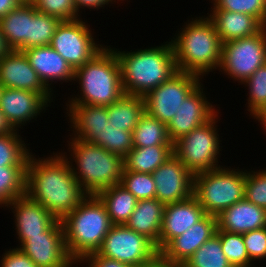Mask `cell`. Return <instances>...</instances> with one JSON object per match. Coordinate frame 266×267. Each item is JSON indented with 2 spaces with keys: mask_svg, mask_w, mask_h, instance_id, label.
I'll use <instances>...</instances> for the list:
<instances>
[{
  "mask_svg": "<svg viewBox=\"0 0 266 267\" xmlns=\"http://www.w3.org/2000/svg\"><path fill=\"white\" fill-rule=\"evenodd\" d=\"M35 158L26 165V194L43 205L57 220L72 212L87 196L62 153Z\"/></svg>",
  "mask_w": 266,
  "mask_h": 267,
  "instance_id": "cell-1",
  "label": "cell"
},
{
  "mask_svg": "<svg viewBox=\"0 0 266 267\" xmlns=\"http://www.w3.org/2000/svg\"><path fill=\"white\" fill-rule=\"evenodd\" d=\"M112 49L119 61L125 95L144 97L178 72L171 41L130 52Z\"/></svg>",
  "mask_w": 266,
  "mask_h": 267,
  "instance_id": "cell-2",
  "label": "cell"
},
{
  "mask_svg": "<svg viewBox=\"0 0 266 267\" xmlns=\"http://www.w3.org/2000/svg\"><path fill=\"white\" fill-rule=\"evenodd\" d=\"M171 39L177 70L203 76L221 64L222 43L213 22L195 17Z\"/></svg>",
  "mask_w": 266,
  "mask_h": 267,
  "instance_id": "cell-3",
  "label": "cell"
},
{
  "mask_svg": "<svg viewBox=\"0 0 266 267\" xmlns=\"http://www.w3.org/2000/svg\"><path fill=\"white\" fill-rule=\"evenodd\" d=\"M61 223L67 252L77 265L100 249L113 226L104 204L96 195H87Z\"/></svg>",
  "mask_w": 266,
  "mask_h": 267,
  "instance_id": "cell-4",
  "label": "cell"
},
{
  "mask_svg": "<svg viewBox=\"0 0 266 267\" xmlns=\"http://www.w3.org/2000/svg\"><path fill=\"white\" fill-rule=\"evenodd\" d=\"M70 141L68 152L73 158L67 156V152L62 154L68 159L73 175L87 195H96L121 182L124 162L120 155L81 139L70 138Z\"/></svg>",
  "mask_w": 266,
  "mask_h": 267,
  "instance_id": "cell-5",
  "label": "cell"
},
{
  "mask_svg": "<svg viewBox=\"0 0 266 267\" xmlns=\"http://www.w3.org/2000/svg\"><path fill=\"white\" fill-rule=\"evenodd\" d=\"M73 81L79 83L80 94L66 104L108 106L124 95L119 61L110 46L75 69Z\"/></svg>",
  "mask_w": 266,
  "mask_h": 267,
  "instance_id": "cell-6",
  "label": "cell"
},
{
  "mask_svg": "<svg viewBox=\"0 0 266 267\" xmlns=\"http://www.w3.org/2000/svg\"><path fill=\"white\" fill-rule=\"evenodd\" d=\"M246 170L219 167L194 174L193 196L205 214L218 216L245 197Z\"/></svg>",
  "mask_w": 266,
  "mask_h": 267,
  "instance_id": "cell-7",
  "label": "cell"
},
{
  "mask_svg": "<svg viewBox=\"0 0 266 267\" xmlns=\"http://www.w3.org/2000/svg\"><path fill=\"white\" fill-rule=\"evenodd\" d=\"M217 116L216 113L205 124L174 142V155L193 175L222 167L218 164L222 140L217 131Z\"/></svg>",
  "mask_w": 266,
  "mask_h": 267,
  "instance_id": "cell-8",
  "label": "cell"
},
{
  "mask_svg": "<svg viewBox=\"0 0 266 267\" xmlns=\"http://www.w3.org/2000/svg\"><path fill=\"white\" fill-rule=\"evenodd\" d=\"M265 63L266 27L253 36L223 43L218 70L242 84Z\"/></svg>",
  "mask_w": 266,
  "mask_h": 267,
  "instance_id": "cell-9",
  "label": "cell"
},
{
  "mask_svg": "<svg viewBox=\"0 0 266 267\" xmlns=\"http://www.w3.org/2000/svg\"><path fill=\"white\" fill-rule=\"evenodd\" d=\"M97 253L132 267H145L159 256L156 245L150 239L125 224L111 227Z\"/></svg>",
  "mask_w": 266,
  "mask_h": 267,
  "instance_id": "cell-10",
  "label": "cell"
},
{
  "mask_svg": "<svg viewBox=\"0 0 266 267\" xmlns=\"http://www.w3.org/2000/svg\"><path fill=\"white\" fill-rule=\"evenodd\" d=\"M89 27L82 19L61 21L51 39L50 46L73 70L84 66L105 46L94 41Z\"/></svg>",
  "mask_w": 266,
  "mask_h": 267,
  "instance_id": "cell-11",
  "label": "cell"
},
{
  "mask_svg": "<svg viewBox=\"0 0 266 267\" xmlns=\"http://www.w3.org/2000/svg\"><path fill=\"white\" fill-rule=\"evenodd\" d=\"M201 79L198 75L178 71L144 96L145 112L167 125Z\"/></svg>",
  "mask_w": 266,
  "mask_h": 267,
  "instance_id": "cell-12",
  "label": "cell"
},
{
  "mask_svg": "<svg viewBox=\"0 0 266 267\" xmlns=\"http://www.w3.org/2000/svg\"><path fill=\"white\" fill-rule=\"evenodd\" d=\"M19 248L38 267H72L76 264L69 256L61 220L46 232L30 236Z\"/></svg>",
  "mask_w": 266,
  "mask_h": 267,
  "instance_id": "cell-13",
  "label": "cell"
},
{
  "mask_svg": "<svg viewBox=\"0 0 266 267\" xmlns=\"http://www.w3.org/2000/svg\"><path fill=\"white\" fill-rule=\"evenodd\" d=\"M156 199L163 204L186 200L193 195L194 175L173 154L153 173Z\"/></svg>",
  "mask_w": 266,
  "mask_h": 267,
  "instance_id": "cell-14",
  "label": "cell"
},
{
  "mask_svg": "<svg viewBox=\"0 0 266 267\" xmlns=\"http://www.w3.org/2000/svg\"><path fill=\"white\" fill-rule=\"evenodd\" d=\"M53 101L52 94H39L36 92L3 88L0 95V110L11 126L18 130L37 118L38 115ZM49 103V104H48Z\"/></svg>",
  "mask_w": 266,
  "mask_h": 267,
  "instance_id": "cell-15",
  "label": "cell"
},
{
  "mask_svg": "<svg viewBox=\"0 0 266 267\" xmlns=\"http://www.w3.org/2000/svg\"><path fill=\"white\" fill-rule=\"evenodd\" d=\"M202 85V86H201ZM200 83L182 102L178 112L167 124L169 137L174 143L180 137L209 121L219 110L215 109L206 97Z\"/></svg>",
  "mask_w": 266,
  "mask_h": 267,
  "instance_id": "cell-16",
  "label": "cell"
},
{
  "mask_svg": "<svg viewBox=\"0 0 266 267\" xmlns=\"http://www.w3.org/2000/svg\"><path fill=\"white\" fill-rule=\"evenodd\" d=\"M7 208L13 210L19 247L30 237L46 232L57 219L27 194L15 198Z\"/></svg>",
  "mask_w": 266,
  "mask_h": 267,
  "instance_id": "cell-17",
  "label": "cell"
},
{
  "mask_svg": "<svg viewBox=\"0 0 266 267\" xmlns=\"http://www.w3.org/2000/svg\"><path fill=\"white\" fill-rule=\"evenodd\" d=\"M0 84L3 88L53 94L41 81L22 51L11 50L0 57Z\"/></svg>",
  "mask_w": 266,
  "mask_h": 267,
  "instance_id": "cell-18",
  "label": "cell"
},
{
  "mask_svg": "<svg viewBox=\"0 0 266 267\" xmlns=\"http://www.w3.org/2000/svg\"><path fill=\"white\" fill-rule=\"evenodd\" d=\"M217 230V218L206 214L182 235L172 239L160 252L159 256L170 263L184 264L194 252Z\"/></svg>",
  "mask_w": 266,
  "mask_h": 267,
  "instance_id": "cell-19",
  "label": "cell"
},
{
  "mask_svg": "<svg viewBox=\"0 0 266 267\" xmlns=\"http://www.w3.org/2000/svg\"><path fill=\"white\" fill-rule=\"evenodd\" d=\"M205 215L204 209L193 195L186 200L166 204L160 230L159 252Z\"/></svg>",
  "mask_w": 266,
  "mask_h": 267,
  "instance_id": "cell-20",
  "label": "cell"
},
{
  "mask_svg": "<svg viewBox=\"0 0 266 267\" xmlns=\"http://www.w3.org/2000/svg\"><path fill=\"white\" fill-rule=\"evenodd\" d=\"M72 138L98 145L101 142V128L108 120L107 106L66 104Z\"/></svg>",
  "mask_w": 266,
  "mask_h": 267,
  "instance_id": "cell-21",
  "label": "cell"
},
{
  "mask_svg": "<svg viewBox=\"0 0 266 267\" xmlns=\"http://www.w3.org/2000/svg\"><path fill=\"white\" fill-rule=\"evenodd\" d=\"M23 52L32 68L49 90L53 91L50 85L54 81L62 80L66 83L74 80V70L50 45L32 47Z\"/></svg>",
  "mask_w": 266,
  "mask_h": 267,
  "instance_id": "cell-22",
  "label": "cell"
},
{
  "mask_svg": "<svg viewBox=\"0 0 266 267\" xmlns=\"http://www.w3.org/2000/svg\"><path fill=\"white\" fill-rule=\"evenodd\" d=\"M217 229L243 234L266 227V209L245 198L222 211L217 217Z\"/></svg>",
  "mask_w": 266,
  "mask_h": 267,
  "instance_id": "cell-23",
  "label": "cell"
},
{
  "mask_svg": "<svg viewBox=\"0 0 266 267\" xmlns=\"http://www.w3.org/2000/svg\"><path fill=\"white\" fill-rule=\"evenodd\" d=\"M208 18L213 22L221 43L253 36L265 26L256 18L241 12L211 10Z\"/></svg>",
  "mask_w": 266,
  "mask_h": 267,
  "instance_id": "cell-24",
  "label": "cell"
},
{
  "mask_svg": "<svg viewBox=\"0 0 266 267\" xmlns=\"http://www.w3.org/2000/svg\"><path fill=\"white\" fill-rule=\"evenodd\" d=\"M35 10L30 2H21L0 18L2 35L11 50L23 52L28 49L30 20L35 15Z\"/></svg>",
  "mask_w": 266,
  "mask_h": 267,
  "instance_id": "cell-25",
  "label": "cell"
},
{
  "mask_svg": "<svg viewBox=\"0 0 266 267\" xmlns=\"http://www.w3.org/2000/svg\"><path fill=\"white\" fill-rule=\"evenodd\" d=\"M164 208L165 204L156 198L138 200L135 210L125 223L128 228L150 239L158 252Z\"/></svg>",
  "mask_w": 266,
  "mask_h": 267,
  "instance_id": "cell-26",
  "label": "cell"
},
{
  "mask_svg": "<svg viewBox=\"0 0 266 267\" xmlns=\"http://www.w3.org/2000/svg\"><path fill=\"white\" fill-rule=\"evenodd\" d=\"M113 225L125 224L137 205L136 197L120 183L98 192Z\"/></svg>",
  "mask_w": 266,
  "mask_h": 267,
  "instance_id": "cell-27",
  "label": "cell"
},
{
  "mask_svg": "<svg viewBox=\"0 0 266 267\" xmlns=\"http://www.w3.org/2000/svg\"><path fill=\"white\" fill-rule=\"evenodd\" d=\"M174 145L133 147L123 158L124 169L139 173L152 174L173 152Z\"/></svg>",
  "mask_w": 266,
  "mask_h": 267,
  "instance_id": "cell-28",
  "label": "cell"
},
{
  "mask_svg": "<svg viewBox=\"0 0 266 267\" xmlns=\"http://www.w3.org/2000/svg\"><path fill=\"white\" fill-rule=\"evenodd\" d=\"M145 112L143 96L123 95L107 106L108 121L125 131L132 132Z\"/></svg>",
  "mask_w": 266,
  "mask_h": 267,
  "instance_id": "cell-29",
  "label": "cell"
},
{
  "mask_svg": "<svg viewBox=\"0 0 266 267\" xmlns=\"http://www.w3.org/2000/svg\"><path fill=\"white\" fill-rule=\"evenodd\" d=\"M132 138L134 147L174 145L169 137L167 125L146 112L132 131Z\"/></svg>",
  "mask_w": 266,
  "mask_h": 267,
  "instance_id": "cell-30",
  "label": "cell"
},
{
  "mask_svg": "<svg viewBox=\"0 0 266 267\" xmlns=\"http://www.w3.org/2000/svg\"><path fill=\"white\" fill-rule=\"evenodd\" d=\"M26 194V166L0 167V206Z\"/></svg>",
  "mask_w": 266,
  "mask_h": 267,
  "instance_id": "cell-31",
  "label": "cell"
},
{
  "mask_svg": "<svg viewBox=\"0 0 266 267\" xmlns=\"http://www.w3.org/2000/svg\"><path fill=\"white\" fill-rule=\"evenodd\" d=\"M184 267H232L222 251L220 236L216 233L185 261Z\"/></svg>",
  "mask_w": 266,
  "mask_h": 267,
  "instance_id": "cell-32",
  "label": "cell"
},
{
  "mask_svg": "<svg viewBox=\"0 0 266 267\" xmlns=\"http://www.w3.org/2000/svg\"><path fill=\"white\" fill-rule=\"evenodd\" d=\"M18 131L0 135V167L27 165L31 149H27Z\"/></svg>",
  "mask_w": 266,
  "mask_h": 267,
  "instance_id": "cell-33",
  "label": "cell"
},
{
  "mask_svg": "<svg viewBox=\"0 0 266 267\" xmlns=\"http://www.w3.org/2000/svg\"><path fill=\"white\" fill-rule=\"evenodd\" d=\"M98 146L124 158L134 147L132 132L125 131L107 120L101 128V142Z\"/></svg>",
  "mask_w": 266,
  "mask_h": 267,
  "instance_id": "cell-34",
  "label": "cell"
},
{
  "mask_svg": "<svg viewBox=\"0 0 266 267\" xmlns=\"http://www.w3.org/2000/svg\"><path fill=\"white\" fill-rule=\"evenodd\" d=\"M61 23L57 17L35 10V15L30 20L28 49L32 47L48 46Z\"/></svg>",
  "mask_w": 266,
  "mask_h": 267,
  "instance_id": "cell-35",
  "label": "cell"
},
{
  "mask_svg": "<svg viewBox=\"0 0 266 267\" xmlns=\"http://www.w3.org/2000/svg\"><path fill=\"white\" fill-rule=\"evenodd\" d=\"M216 233L220 236L222 251L232 267L255 266L249 259L243 242V234L231 233L220 229H217Z\"/></svg>",
  "mask_w": 266,
  "mask_h": 267,
  "instance_id": "cell-36",
  "label": "cell"
},
{
  "mask_svg": "<svg viewBox=\"0 0 266 267\" xmlns=\"http://www.w3.org/2000/svg\"><path fill=\"white\" fill-rule=\"evenodd\" d=\"M244 84L249 91L247 111L253 118L266 104V63L259 67Z\"/></svg>",
  "mask_w": 266,
  "mask_h": 267,
  "instance_id": "cell-37",
  "label": "cell"
},
{
  "mask_svg": "<svg viewBox=\"0 0 266 267\" xmlns=\"http://www.w3.org/2000/svg\"><path fill=\"white\" fill-rule=\"evenodd\" d=\"M120 184L131 192L137 200L156 197V187L152 174L128 171L123 168Z\"/></svg>",
  "mask_w": 266,
  "mask_h": 267,
  "instance_id": "cell-38",
  "label": "cell"
},
{
  "mask_svg": "<svg viewBox=\"0 0 266 267\" xmlns=\"http://www.w3.org/2000/svg\"><path fill=\"white\" fill-rule=\"evenodd\" d=\"M212 10L241 12L256 17L266 27V2L264 0H212Z\"/></svg>",
  "mask_w": 266,
  "mask_h": 267,
  "instance_id": "cell-39",
  "label": "cell"
},
{
  "mask_svg": "<svg viewBox=\"0 0 266 267\" xmlns=\"http://www.w3.org/2000/svg\"><path fill=\"white\" fill-rule=\"evenodd\" d=\"M34 8L61 21L80 19L73 0H32Z\"/></svg>",
  "mask_w": 266,
  "mask_h": 267,
  "instance_id": "cell-40",
  "label": "cell"
},
{
  "mask_svg": "<svg viewBox=\"0 0 266 267\" xmlns=\"http://www.w3.org/2000/svg\"><path fill=\"white\" fill-rule=\"evenodd\" d=\"M244 198L266 209V170L247 171L246 169Z\"/></svg>",
  "mask_w": 266,
  "mask_h": 267,
  "instance_id": "cell-41",
  "label": "cell"
},
{
  "mask_svg": "<svg viewBox=\"0 0 266 267\" xmlns=\"http://www.w3.org/2000/svg\"><path fill=\"white\" fill-rule=\"evenodd\" d=\"M243 242L253 264L254 261L259 260L260 263L266 259V227L243 233Z\"/></svg>",
  "mask_w": 266,
  "mask_h": 267,
  "instance_id": "cell-42",
  "label": "cell"
},
{
  "mask_svg": "<svg viewBox=\"0 0 266 267\" xmlns=\"http://www.w3.org/2000/svg\"><path fill=\"white\" fill-rule=\"evenodd\" d=\"M1 267H38L26 254L19 248L5 250L0 260Z\"/></svg>",
  "mask_w": 266,
  "mask_h": 267,
  "instance_id": "cell-43",
  "label": "cell"
},
{
  "mask_svg": "<svg viewBox=\"0 0 266 267\" xmlns=\"http://www.w3.org/2000/svg\"><path fill=\"white\" fill-rule=\"evenodd\" d=\"M79 263L83 265L88 263L86 267H132L126 263L100 256L97 252L87 255Z\"/></svg>",
  "mask_w": 266,
  "mask_h": 267,
  "instance_id": "cell-44",
  "label": "cell"
},
{
  "mask_svg": "<svg viewBox=\"0 0 266 267\" xmlns=\"http://www.w3.org/2000/svg\"><path fill=\"white\" fill-rule=\"evenodd\" d=\"M75 7H76V11L78 14H80V9H84V8H89V10L91 8L95 9H100L101 7H105V5L111 4L113 2H117L119 0H73ZM121 3L124 0H120ZM110 2V3H109Z\"/></svg>",
  "mask_w": 266,
  "mask_h": 267,
  "instance_id": "cell-45",
  "label": "cell"
},
{
  "mask_svg": "<svg viewBox=\"0 0 266 267\" xmlns=\"http://www.w3.org/2000/svg\"><path fill=\"white\" fill-rule=\"evenodd\" d=\"M20 3V0H0V18L15 9Z\"/></svg>",
  "mask_w": 266,
  "mask_h": 267,
  "instance_id": "cell-46",
  "label": "cell"
},
{
  "mask_svg": "<svg viewBox=\"0 0 266 267\" xmlns=\"http://www.w3.org/2000/svg\"><path fill=\"white\" fill-rule=\"evenodd\" d=\"M145 267H184L183 264L180 263H170L163 260L160 256H158L153 262L149 263Z\"/></svg>",
  "mask_w": 266,
  "mask_h": 267,
  "instance_id": "cell-47",
  "label": "cell"
},
{
  "mask_svg": "<svg viewBox=\"0 0 266 267\" xmlns=\"http://www.w3.org/2000/svg\"><path fill=\"white\" fill-rule=\"evenodd\" d=\"M15 129L7 121L5 115L0 110V135L13 133Z\"/></svg>",
  "mask_w": 266,
  "mask_h": 267,
  "instance_id": "cell-48",
  "label": "cell"
},
{
  "mask_svg": "<svg viewBox=\"0 0 266 267\" xmlns=\"http://www.w3.org/2000/svg\"><path fill=\"white\" fill-rule=\"evenodd\" d=\"M253 119L258 120V122L263 125L264 132H266V104L263 108L254 116Z\"/></svg>",
  "mask_w": 266,
  "mask_h": 267,
  "instance_id": "cell-49",
  "label": "cell"
},
{
  "mask_svg": "<svg viewBox=\"0 0 266 267\" xmlns=\"http://www.w3.org/2000/svg\"><path fill=\"white\" fill-rule=\"evenodd\" d=\"M11 49L6 43L5 37L2 35L1 27H0V57L10 52Z\"/></svg>",
  "mask_w": 266,
  "mask_h": 267,
  "instance_id": "cell-50",
  "label": "cell"
},
{
  "mask_svg": "<svg viewBox=\"0 0 266 267\" xmlns=\"http://www.w3.org/2000/svg\"><path fill=\"white\" fill-rule=\"evenodd\" d=\"M21 2H31L32 0H20Z\"/></svg>",
  "mask_w": 266,
  "mask_h": 267,
  "instance_id": "cell-51",
  "label": "cell"
},
{
  "mask_svg": "<svg viewBox=\"0 0 266 267\" xmlns=\"http://www.w3.org/2000/svg\"><path fill=\"white\" fill-rule=\"evenodd\" d=\"M2 89H3V86L0 84V95H1Z\"/></svg>",
  "mask_w": 266,
  "mask_h": 267,
  "instance_id": "cell-52",
  "label": "cell"
}]
</instances>
